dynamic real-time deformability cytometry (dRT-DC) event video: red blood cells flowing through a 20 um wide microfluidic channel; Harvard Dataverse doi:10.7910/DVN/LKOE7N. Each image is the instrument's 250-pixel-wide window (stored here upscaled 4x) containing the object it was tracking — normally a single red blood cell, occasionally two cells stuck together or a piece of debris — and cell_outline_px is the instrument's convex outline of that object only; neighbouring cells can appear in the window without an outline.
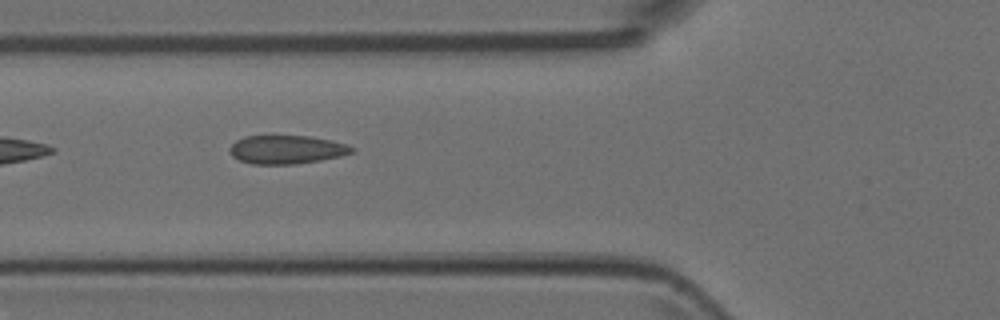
{"species": "Egyptian fruit bat (a non-hibernating species)", "species_latin": "Rousettus aegyptiacus", "temperature_condition": "room temperature", "stored_images_in_passage": 3, "camera_frame_rate_fps": 3000, "um_per_image_px": 0.085, "animal": {"sex": "female"}, "frame": {"image": 1, "passage_image": 2, "time_ms": 0.333, "image_size_px": [1000, 320], "cell_outline_px": [[356, 152], [340, 156], [320, 160], [296, 164], [252, 164], [240, 160], [232, 156], [228, 148], [236, 140], [244, 136], [308, 136], [332, 140], [356, 148]], "centroid_in_image_um": [24.37, 12.71], "position_along_channel_um": 101.4, "area_um2": 20.35}}
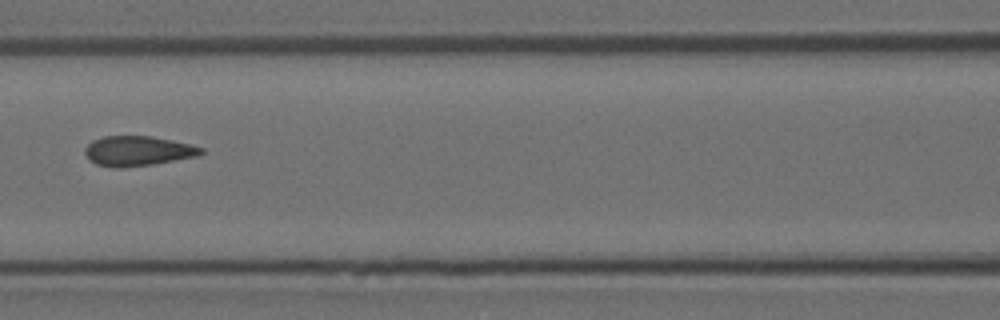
{"frame": {"image": 2, "passage_image": 3, "time_ms": 0.667, "image_size_px": [1000, 320], "cell_outline_px": [[204, 152], [200, 156], [152, 164], [116, 168], [96, 164], [88, 160], [84, 152], [84, 148], [92, 140], [104, 136], [152, 136], [172, 140], [204, 148]], "centroid_in_image_um": [11.7, 12.83], "position_along_channel_um": 154.9, "area_um2": 20.29}}